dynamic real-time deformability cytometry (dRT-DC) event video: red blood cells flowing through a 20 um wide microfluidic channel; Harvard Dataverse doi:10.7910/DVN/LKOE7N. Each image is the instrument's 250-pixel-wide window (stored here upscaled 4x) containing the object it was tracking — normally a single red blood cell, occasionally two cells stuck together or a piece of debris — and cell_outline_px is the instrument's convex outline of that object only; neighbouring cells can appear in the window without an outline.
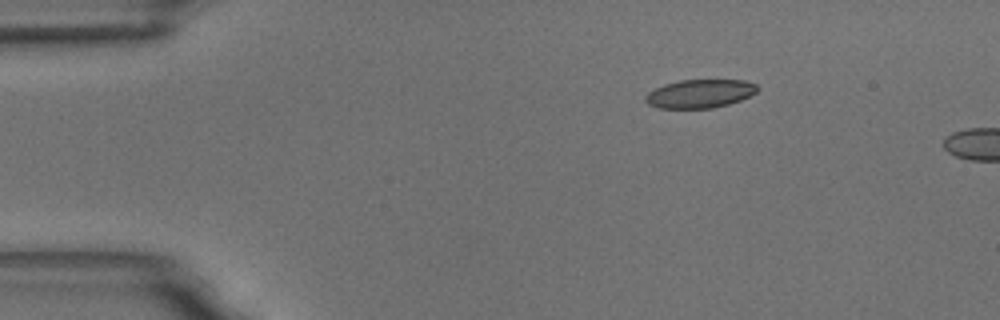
{"species": "common noctule bat (a hibernating species)", "species_latin": "Nyctalus noctula", "temperature_condition": "room temperature", "stored_images_in_passage": 2, "camera_frame_rate_fps": 3000, "um_per_image_px": 0.085, "animal": {"sex": "male", "body_mass_g": 18.8}, "frame": {"image": 1, "passage_image": 1, "time_ms": 0.0, "image_size_px": [1000, 320], "cell_outline_px": [[760, 88], [756, 92], [740, 100], [728, 104], [712, 108], [660, 108], [648, 104], [644, 100], [644, 96], [648, 92], [664, 84], [680, 80], [744, 80], [756, 84]], "centroid_in_image_um": [59.48, 7.96], "position_along_channel_um": 25.5, "area_um2": 18.55}}